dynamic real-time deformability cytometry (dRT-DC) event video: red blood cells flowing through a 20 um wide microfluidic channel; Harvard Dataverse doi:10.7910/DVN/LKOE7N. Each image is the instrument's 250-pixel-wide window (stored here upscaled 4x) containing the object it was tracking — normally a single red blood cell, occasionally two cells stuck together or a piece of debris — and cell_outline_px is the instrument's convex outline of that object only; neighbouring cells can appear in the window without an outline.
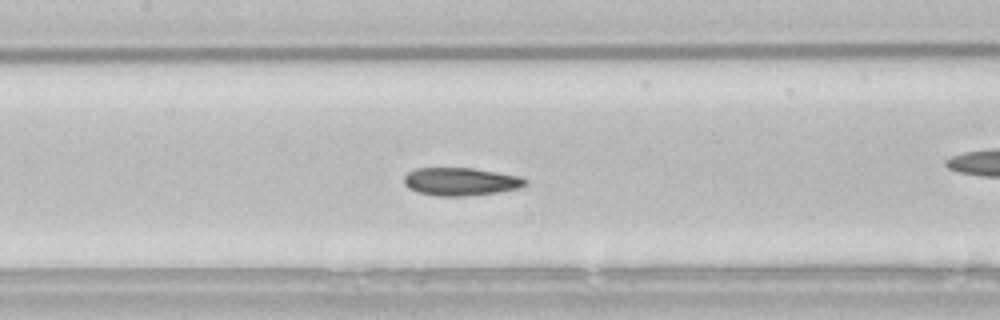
{"species": "common noctule bat (a hibernating species)", "species_latin": "Nyctalus noctula", "temperature_condition": "room temperature", "stored_images_in_passage": 41, "camera_frame_rate_fps": 3000, "um_per_image_px": 0.085, "animal": {"sex": "male", "body_mass_g": 21.5, "forearm_length_mm": 52.0}, "frame": {"image": 1, "passage_image": 12, "time_ms": 3.667, "image_size_px": [1000, 320], "cell_outline_px": [[528, 184], [516, 188], [500, 192], [464, 196], [440, 196], [416, 192], [408, 188], [404, 184], [404, 176], [408, 172], [416, 168], [472, 168], [520, 176], [528, 180]], "centroid_in_image_um": [39.14, 15.43], "position_along_channel_um": 168.3, "area_um2": 19.77}, "authors_computed_cell_mechanics": {"area_um2": 19.652, "velocity_mm_per_s": 3.8185, "shape_relaxation_time_tau1_ms": 10.8928, "shape_relaxation_time_tau2_ms": 4.2445, "deformation_change_tau1": 0.193, "deformation_change_tau2": 0.0775}}